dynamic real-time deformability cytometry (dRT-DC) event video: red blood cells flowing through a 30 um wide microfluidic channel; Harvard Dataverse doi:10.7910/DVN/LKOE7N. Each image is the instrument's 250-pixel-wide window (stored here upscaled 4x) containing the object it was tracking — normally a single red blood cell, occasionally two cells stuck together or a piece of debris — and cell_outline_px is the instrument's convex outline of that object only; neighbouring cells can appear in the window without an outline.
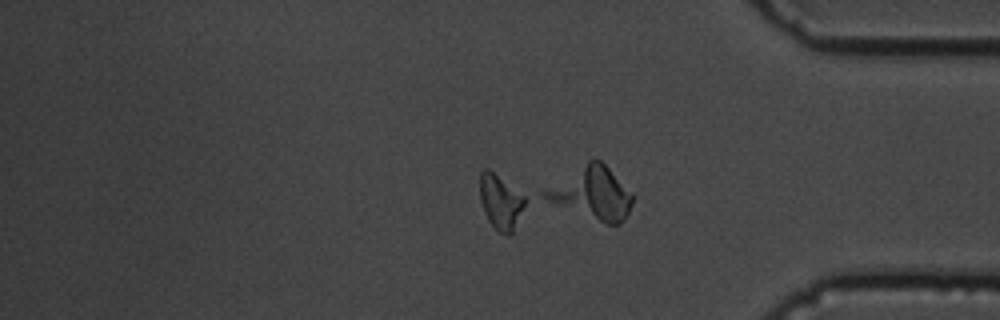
{"species": "common noctule bat (a hibernating species)", "species_latin": "Nyctalus noctula", "temperature_condition": "cold", "stored_images_in_passage": 56, "segment_of_instrument_passage": [2, 2], "camera_frame_rate_fps": 3000, "um_per_image_px": 0.085, "animal": {"sex": "male", "body_mass_g": 19.5, "forearm_length_mm": 54.6}, "frame": {"image": 1, "passage_image": 46, "time_ms": 15.0, "image_size_px": [1000, 320], "cell_outline_px": [[524, 204], [512, 232], [508, 236], [500, 232], [488, 220], [484, 212], [480, 200], [480, 172], [484, 168], [488, 168], [524, 196]], "centroid_in_image_um": [42.5, 17.14], "position_along_channel_um": 392.7, "area_um2": 13.87}}
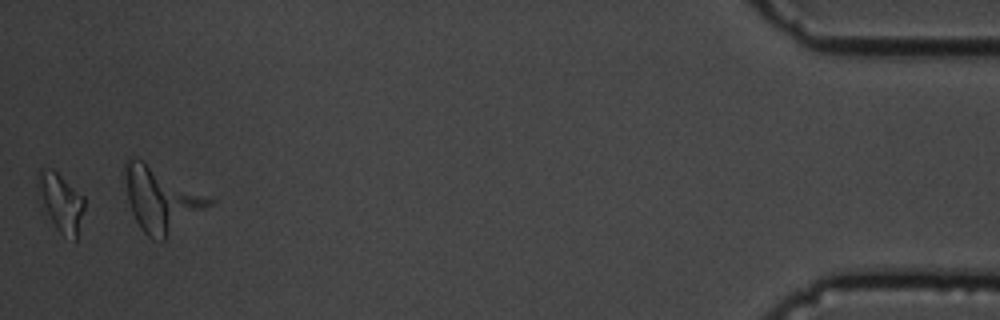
{"frame": {"image": 2, "passage_image": 55, "time_ms": 18.0, "image_size_px": [1000, 320], "cell_outline_px": [[84, 208], [76, 240], [64, 236], [56, 228], [40, 208], [36, 184], [36, 172], [40, 168], [52, 168], [84, 196]], "centroid_in_image_um": [5.1, 17.16], "position_along_channel_um": 430.1, "area_um2": 16.3}}